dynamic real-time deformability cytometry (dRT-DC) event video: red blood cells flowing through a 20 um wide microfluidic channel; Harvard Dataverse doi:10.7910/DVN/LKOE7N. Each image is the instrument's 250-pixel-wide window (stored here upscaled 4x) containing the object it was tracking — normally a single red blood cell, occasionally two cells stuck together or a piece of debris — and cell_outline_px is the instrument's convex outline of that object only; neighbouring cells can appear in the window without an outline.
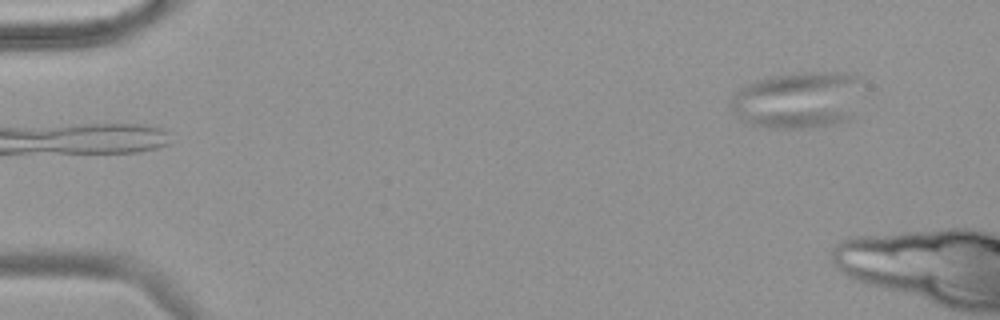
{"species": "common noctule bat (a hibernating species)", "species_latin": "Nyctalus noctula", "temperature_condition": "warm", "stored_images_in_passage": 13, "camera_frame_rate_fps": 3000, "um_per_image_px": 0.085, "animal": {"sex": "female", "body_mass_g": 18.4}, "frame": {"image": 1, "passage_image": 1, "time_ms": 0.0, "image_size_px": [1000, 320], "cell_outline_px": [[860, 80], [848, 120], [832, 124], [796, 128], [776, 128], [748, 124], [736, 116], [728, 108], [728, 104], [732, 96], [740, 88], [756, 80], [768, 76], [804, 72], [832, 72], [856, 76]], "centroid_in_image_um": [67.67, 8.5], "position_along_channel_um": 17.3, "area_um2": 42.83}}